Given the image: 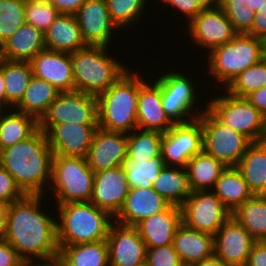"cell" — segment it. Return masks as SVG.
<instances>
[{"mask_svg":"<svg viewBox=\"0 0 266 266\" xmlns=\"http://www.w3.org/2000/svg\"><path fill=\"white\" fill-rule=\"evenodd\" d=\"M203 148V129L197 118L187 123H177L163 133L161 156L164 166L186 168L188 161Z\"/></svg>","mask_w":266,"mask_h":266,"instance_id":"obj_13","label":"cell"},{"mask_svg":"<svg viewBox=\"0 0 266 266\" xmlns=\"http://www.w3.org/2000/svg\"><path fill=\"white\" fill-rule=\"evenodd\" d=\"M36 260L35 262V259H22L20 266H65L59 255Z\"/></svg>","mask_w":266,"mask_h":266,"instance_id":"obj_52","label":"cell"},{"mask_svg":"<svg viewBox=\"0 0 266 266\" xmlns=\"http://www.w3.org/2000/svg\"><path fill=\"white\" fill-rule=\"evenodd\" d=\"M211 191L231 213L253 196L241 172L236 167H227Z\"/></svg>","mask_w":266,"mask_h":266,"instance_id":"obj_30","label":"cell"},{"mask_svg":"<svg viewBox=\"0 0 266 266\" xmlns=\"http://www.w3.org/2000/svg\"><path fill=\"white\" fill-rule=\"evenodd\" d=\"M140 74L129 68L116 83L96 96L99 128L126 134L137 129Z\"/></svg>","mask_w":266,"mask_h":266,"instance_id":"obj_4","label":"cell"},{"mask_svg":"<svg viewBox=\"0 0 266 266\" xmlns=\"http://www.w3.org/2000/svg\"><path fill=\"white\" fill-rule=\"evenodd\" d=\"M5 1H14V2H20V3H27L29 0H5Z\"/></svg>","mask_w":266,"mask_h":266,"instance_id":"obj_59","label":"cell"},{"mask_svg":"<svg viewBox=\"0 0 266 266\" xmlns=\"http://www.w3.org/2000/svg\"><path fill=\"white\" fill-rule=\"evenodd\" d=\"M170 206L153 188H130L114 221L135 226L141 220L166 210Z\"/></svg>","mask_w":266,"mask_h":266,"instance_id":"obj_23","label":"cell"},{"mask_svg":"<svg viewBox=\"0 0 266 266\" xmlns=\"http://www.w3.org/2000/svg\"><path fill=\"white\" fill-rule=\"evenodd\" d=\"M244 2L255 13L259 12V10H261L264 4H266V0H244Z\"/></svg>","mask_w":266,"mask_h":266,"instance_id":"obj_57","label":"cell"},{"mask_svg":"<svg viewBox=\"0 0 266 266\" xmlns=\"http://www.w3.org/2000/svg\"><path fill=\"white\" fill-rule=\"evenodd\" d=\"M25 23V3L0 0V45Z\"/></svg>","mask_w":266,"mask_h":266,"instance_id":"obj_41","label":"cell"},{"mask_svg":"<svg viewBox=\"0 0 266 266\" xmlns=\"http://www.w3.org/2000/svg\"><path fill=\"white\" fill-rule=\"evenodd\" d=\"M246 266H266V241H256Z\"/></svg>","mask_w":266,"mask_h":266,"instance_id":"obj_49","label":"cell"},{"mask_svg":"<svg viewBox=\"0 0 266 266\" xmlns=\"http://www.w3.org/2000/svg\"><path fill=\"white\" fill-rule=\"evenodd\" d=\"M74 15L86 45L109 47L114 30L120 31L110 19L106 0H86Z\"/></svg>","mask_w":266,"mask_h":266,"instance_id":"obj_15","label":"cell"},{"mask_svg":"<svg viewBox=\"0 0 266 266\" xmlns=\"http://www.w3.org/2000/svg\"><path fill=\"white\" fill-rule=\"evenodd\" d=\"M128 134L97 128L88 154L87 163L94 173L119 167L127 161Z\"/></svg>","mask_w":266,"mask_h":266,"instance_id":"obj_19","label":"cell"},{"mask_svg":"<svg viewBox=\"0 0 266 266\" xmlns=\"http://www.w3.org/2000/svg\"><path fill=\"white\" fill-rule=\"evenodd\" d=\"M33 76L60 92L75 91L71 54L44 49L30 61Z\"/></svg>","mask_w":266,"mask_h":266,"instance_id":"obj_22","label":"cell"},{"mask_svg":"<svg viewBox=\"0 0 266 266\" xmlns=\"http://www.w3.org/2000/svg\"><path fill=\"white\" fill-rule=\"evenodd\" d=\"M8 206L0 205V240L3 239L7 224Z\"/></svg>","mask_w":266,"mask_h":266,"instance_id":"obj_54","label":"cell"},{"mask_svg":"<svg viewBox=\"0 0 266 266\" xmlns=\"http://www.w3.org/2000/svg\"><path fill=\"white\" fill-rule=\"evenodd\" d=\"M167 3L165 4L170 5L172 9H176V12L182 13L183 17L185 15V18L188 19L186 22V25L197 16L198 13H200L203 9L199 6L196 0H161V2Z\"/></svg>","mask_w":266,"mask_h":266,"instance_id":"obj_46","label":"cell"},{"mask_svg":"<svg viewBox=\"0 0 266 266\" xmlns=\"http://www.w3.org/2000/svg\"><path fill=\"white\" fill-rule=\"evenodd\" d=\"M226 168L221 161L202 150L192 157L186 166L191 191H209L213 189Z\"/></svg>","mask_w":266,"mask_h":266,"instance_id":"obj_32","label":"cell"},{"mask_svg":"<svg viewBox=\"0 0 266 266\" xmlns=\"http://www.w3.org/2000/svg\"><path fill=\"white\" fill-rule=\"evenodd\" d=\"M38 122L45 134L56 124L98 125L96 96L80 91L61 92Z\"/></svg>","mask_w":266,"mask_h":266,"instance_id":"obj_11","label":"cell"},{"mask_svg":"<svg viewBox=\"0 0 266 266\" xmlns=\"http://www.w3.org/2000/svg\"><path fill=\"white\" fill-rule=\"evenodd\" d=\"M8 109L0 116L1 149L15 145L30 137L38 128V120L14 108Z\"/></svg>","mask_w":266,"mask_h":266,"instance_id":"obj_34","label":"cell"},{"mask_svg":"<svg viewBox=\"0 0 266 266\" xmlns=\"http://www.w3.org/2000/svg\"><path fill=\"white\" fill-rule=\"evenodd\" d=\"M58 10L46 0H29L25 3V21L43 33L59 16Z\"/></svg>","mask_w":266,"mask_h":266,"instance_id":"obj_42","label":"cell"},{"mask_svg":"<svg viewBox=\"0 0 266 266\" xmlns=\"http://www.w3.org/2000/svg\"><path fill=\"white\" fill-rule=\"evenodd\" d=\"M0 102L6 107V91L3 75V59H0Z\"/></svg>","mask_w":266,"mask_h":266,"instance_id":"obj_55","label":"cell"},{"mask_svg":"<svg viewBox=\"0 0 266 266\" xmlns=\"http://www.w3.org/2000/svg\"><path fill=\"white\" fill-rule=\"evenodd\" d=\"M111 21L121 31L138 23L147 6V0H106Z\"/></svg>","mask_w":266,"mask_h":266,"instance_id":"obj_40","label":"cell"},{"mask_svg":"<svg viewBox=\"0 0 266 266\" xmlns=\"http://www.w3.org/2000/svg\"><path fill=\"white\" fill-rule=\"evenodd\" d=\"M43 195H25L8 205L3 240L22 259L48 258L59 253L56 218L43 212ZM43 207V208H42ZM41 210V211H40Z\"/></svg>","mask_w":266,"mask_h":266,"instance_id":"obj_1","label":"cell"},{"mask_svg":"<svg viewBox=\"0 0 266 266\" xmlns=\"http://www.w3.org/2000/svg\"><path fill=\"white\" fill-rule=\"evenodd\" d=\"M98 125L62 123L54 125L47 133L53 155L86 158Z\"/></svg>","mask_w":266,"mask_h":266,"instance_id":"obj_21","label":"cell"},{"mask_svg":"<svg viewBox=\"0 0 266 266\" xmlns=\"http://www.w3.org/2000/svg\"><path fill=\"white\" fill-rule=\"evenodd\" d=\"M61 92L45 80L33 76L21 101L14 110L29 114L38 121Z\"/></svg>","mask_w":266,"mask_h":266,"instance_id":"obj_33","label":"cell"},{"mask_svg":"<svg viewBox=\"0 0 266 266\" xmlns=\"http://www.w3.org/2000/svg\"><path fill=\"white\" fill-rule=\"evenodd\" d=\"M198 119L203 129L202 150L226 167H236L253 142L242 133L224 125L208 109Z\"/></svg>","mask_w":266,"mask_h":266,"instance_id":"obj_10","label":"cell"},{"mask_svg":"<svg viewBox=\"0 0 266 266\" xmlns=\"http://www.w3.org/2000/svg\"><path fill=\"white\" fill-rule=\"evenodd\" d=\"M53 151L39 128L28 138L2 149L0 164L25 195H43L51 182Z\"/></svg>","mask_w":266,"mask_h":266,"instance_id":"obj_2","label":"cell"},{"mask_svg":"<svg viewBox=\"0 0 266 266\" xmlns=\"http://www.w3.org/2000/svg\"><path fill=\"white\" fill-rule=\"evenodd\" d=\"M208 98L207 109L224 125L242 133L252 142L263 141L266 130L264 116L246 97L228 93Z\"/></svg>","mask_w":266,"mask_h":266,"instance_id":"obj_8","label":"cell"},{"mask_svg":"<svg viewBox=\"0 0 266 266\" xmlns=\"http://www.w3.org/2000/svg\"><path fill=\"white\" fill-rule=\"evenodd\" d=\"M58 247L65 266H109L107 240Z\"/></svg>","mask_w":266,"mask_h":266,"instance_id":"obj_31","label":"cell"},{"mask_svg":"<svg viewBox=\"0 0 266 266\" xmlns=\"http://www.w3.org/2000/svg\"><path fill=\"white\" fill-rule=\"evenodd\" d=\"M220 7L238 34H247L251 30L255 12L246 5L244 0H221Z\"/></svg>","mask_w":266,"mask_h":266,"instance_id":"obj_43","label":"cell"},{"mask_svg":"<svg viewBox=\"0 0 266 266\" xmlns=\"http://www.w3.org/2000/svg\"><path fill=\"white\" fill-rule=\"evenodd\" d=\"M152 188L170 205L181 207L191 194L188 171L182 167L164 166Z\"/></svg>","mask_w":266,"mask_h":266,"instance_id":"obj_29","label":"cell"},{"mask_svg":"<svg viewBox=\"0 0 266 266\" xmlns=\"http://www.w3.org/2000/svg\"><path fill=\"white\" fill-rule=\"evenodd\" d=\"M22 258L5 240H0V266H20Z\"/></svg>","mask_w":266,"mask_h":266,"instance_id":"obj_47","label":"cell"},{"mask_svg":"<svg viewBox=\"0 0 266 266\" xmlns=\"http://www.w3.org/2000/svg\"><path fill=\"white\" fill-rule=\"evenodd\" d=\"M125 166L95 173L90 202L115 217L129 192Z\"/></svg>","mask_w":266,"mask_h":266,"instance_id":"obj_17","label":"cell"},{"mask_svg":"<svg viewBox=\"0 0 266 266\" xmlns=\"http://www.w3.org/2000/svg\"><path fill=\"white\" fill-rule=\"evenodd\" d=\"M109 266H136L146 261V245L135 226L114 221L107 237Z\"/></svg>","mask_w":266,"mask_h":266,"instance_id":"obj_18","label":"cell"},{"mask_svg":"<svg viewBox=\"0 0 266 266\" xmlns=\"http://www.w3.org/2000/svg\"><path fill=\"white\" fill-rule=\"evenodd\" d=\"M174 123L166 115L161 101L160 81L155 77L148 83L140 75L137 102V129L166 133Z\"/></svg>","mask_w":266,"mask_h":266,"instance_id":"obj_20","label":"cell"},{"mask_svg":"<svg viewBox=\"0 0 266 266\" xmlns=\"http://www.w3.org/2000/svg\"><path fill=\"white\" fill-rule=\"evenodd\" d=\"M130 188H152L155 179L164 167L162 156L149 161H126L124 164Z\"/></svg>","mask_w":266,"mask_h":266,"instance_id":"obj_38","label":"cell"},{"mask_svg":"<svg viewBox=\"0 0 266 266\" xmlns=\"http://www.w3.org/2000/svg\"><path fill=\"white\" fill-rule=\"evenodd\" d=\"M181 71H165V74L156 75L160 81L161 101L163 109L169 119L174 123H187L197 119L206 109L199 108L194 111L195 104L199 101L197 89L191 78ZM189 78V79H188ZM197 100V101H196ZM194 114V115H193Z\"/></svg>","mask_w":266,"mask_h":266,"instance_id":"obj_9","label":"cell"},{"mask_svg":"<svg viewBox=\"0 0 266 266\" xmlns=\"http://www.w3.org/2000/svg\"><path fill=\"white\" fill-rule=\"evenodd\" d=\"M206 57L209 75L216 80L213 83L218 90L221 84V88L225 89L241 72L266 57V42L248 34H237L231 41L214 48Z\"/></svg>","mask_w":266,"mask_h":266,"instance_id":"obj_6","label":"cell"},{"mask_svg":"<svg viewBox=\"0 0 266 266\" xmlns=\"http://www.w3.org/2000/svg\"><path fill=\"white\" fill-rule=\"evenodd\" d=\"M232 216L256 241H266V195H253Z\"/></svg>","mask_w":266,"mask_h":266,"instance_id":"obj_35","label":"cell"},{"mask_svg":"<svg viewBox=\"0 0 266 266\" xmlns=\"http://www.w3.org/2000/svg\"><path fill=\"white\" fill-rule=\"evenodd\" d=\"M107 48L111 47L87 45L70 53L75 91L97 96L129 70L128 65L112 58Z\"/></svg>","mask_w":266,"mask_h":266,"instance_id":"obj_5","label":"cell"},{"mask_svg":"<svg viewBox=\"0 0 266 266\" xmlns=\"http://www.w3.org/2000/svg\"><path fill=\"white\" fill-rule=\"evenodd\" d=\"M186 26L189 31L186 34L197 48H205L207 54L238 34L221 7L203 9Z\"/></svg>","mask_w":266,"mask_h":266,"instance_id":"obj_14","label":"cell"},{"mask_svg":"<svg viewBox=\"0 0 266 266\" xmlns=\"http://www.w3.org/2000/svg\"><path fill=\"white\" fill-rule=\"evenodd\" d=\"M256 240L231 216L214 235V255L231 266H246Z\"/></svg>","mask_w":266,"mask_h":266,"instance_id":"obj_16","label":"cell"},{"mask_svg":"<svg viewBox=\"0 0 266 266\" xmlns=\"http://www.w3.org/2000/svg\"><path fill=\"white\" fill-rule=\"evenodd\" d=\"M264 116H266V86L252 92L246 97Z\"/></svg>","mask_w":266,"mask_h":266,"instance_id":"obj_51","label":"cell"},{"mask_svg":"<svg viewBox=\"0 0 266 266\" xmlns=\"http://www.w3.org/2000/svg\"><path fill=\"white\" fill-rule=\"evenodd\" d=\"M24 196L14 178L0 164V205L8 206Z\"/></svg>","mask_w":266,"mask_h":266,"instance_id":"obj_45","label":"cell"},{"mask_svg":"<svg viewBox=\"0 0 266 266\" xmlns=\"http://www.w3.org/2000/svg\"><path fill=\"white\" fill-rule=\"evenodd\" d=\"M247 34L266 42V4L255 13L252 28Z\"/></svg>","mask_w":266,"mask_h":266,"instance_id":"obj_48","label":"cell"},{"mask_svg":"<svg viewBox=\"0 0 266 266\" xmlns=\"http://www.w3.org/2000/svg\"><path fill=\"white\" fill-rule=\"evenodd\" d=\"M45 49L73 53L85 48L80 28L74 14H59L44 32Z\"/></svg>","mask_w":266,"mask_h":266,"instance_id":"obj_27","label":"cell"},{"mask_svg":"<svg viewBox=\"0 0 266 266\" xmlns=\"http://www.w3.org/2000/svg\"><path fill=\"white\" fill-rule=\"evenodd\" d=\"M44 49V33L25 23L1 45V57L10 61L30 62Z\"/></svg>","mask_w":266,"mask_h":266,"instance_id":"obj_26","label":"cell"},{"mask_svg":"<svg viewBox=\"0 0 266 266\" xmlns=\"http://www.w3.org/2000/svg\"><path fill=\"white\" fill-rule=\"evenodd\" d=\"M136 266H150V264L147 261H144L141 264L136 265Z\"/></svg>","mask_w":266,"mask_h":266,"instance_id":"obj_60","label":"cell"},{"mask_svg":"<svg viewBox=\"0 0 266 266\" xmlns=\"http://www.w3.org/2000/svg\"><path fill=\"white\" fill-rule=\"evenodd\" d=\"M192 266H231V265L226 264L225 262H223L214 255L208 259L195 263Z\"/></svg>","mask_w":266,"mask_h":266,"instance_id":"obj_53","label":"cell"},{"mask_svg":"<svg viewBox=\"0 0 266 266\" xmlns=\"http://www.w3.org/2000/svg\"><path fill=\"white\" fill-rule=\"evenodd\" d=\"M264 86H266V57L241 72L225 90L238 97H247Z\"/></svg>","mask_w":266,"mask_h":266,"instance_id":"obj_39","label":"cell"},{"mask_svg":"<svg viewBox=\"0 0 266 266\" xmlns=\"http://www.w3.org/2000/svg\"><path fill=\"white\" fill-rule=\"evenodd\" d=\"M182 223L191 229L215 235L232 213L211 191H192L181 206Z\"/></svg>","mask_w":266,"mask_h":266,"instance_id":"obj_12","label":"cell"},{"mask_svg":"<svg viewBox=\"0 0 266 266\" xmlns=\"http://www.w3.org/2000/svg\"><path fill=\"white\" fill-rule=\"evenodd\" d=\"M52 4L60 14H75L86 0H46Z\"/></svg>","mask_w":266,"mask_h":266,"instance_id":"obj_50","label":"cell"},{"mask_svg":"<svg viewBox=\"0 0 266 266\" xmlns=\"http://www.w3.org/2000/svg\"><path fill=\"white\" fill-rule=\"evenodd\" d=\"M263 142H266V130H265V135H264V138H263Z\"/></svg>","mask_w":266,"mask_h":266,"instance_id":"obj_61","label":"cell"},{"mask_svg":"<svg viewBox=\"0 0 266 266\" xmlns=\"http://www.w3.org/2000/svg\"><path fill=\"white\" fill-rule=\"evenodd\" d=\"M146 261L150 266H181L180 258L173 244L161 247L147 248Z\"/></svg>","mask_w":266,"mask_h":266,"instance_id":"obj_44","label":"cell"},{"mask_svg":"<svg viewBox=\"0 0 266 266\" xmlns=\"http://www.w3.org/2000/svg\"><path fill=\"white\" fill-rule=\"evenodd\" d=\"M6 109L7 108L0 102V116L6 111Z\"/></svg>","mask_w":266,"mask_h":266,"instance_id":"obj_58","label":"cell"},{"mask_svg":"<svg viewBox=\"0 0 266 266\" xmlns=\"http://www.w3.org/2000/svg\"><path fill=\"white\" fill-rule=\"evenodd\" d=\"M57 244L70 246L106 240L114 217L90 201L57 204ZM60 220V221H59Z\"/></svg>","mask_w":266,"mask_h":266,"instance_id":"obj_3","label":"cell"},{"mask_svg":"<svg viewBox=\"0 0 266 266\" xmlns=\"http://www.w3.org/2000/svg\"><path fill=\"white\" fill-rule=\"evenodd\" d=\"M3 75L6 91V108H14L23 98L33 77L28 61H10L3 59Z\"/></svg>","mask_w":266,"mask_h":266,"instance_id":"obj_36","label":"cell"},{"mask_svg":"<svg viewBox=\"0 0 266 266\" xmlns=\"http://www.w3.org/2000/svg\"><path fill=\"white\" fill-rule=\"evenodd\" d=\"M181 223V207L170 205L166 210L141 220L135 227L146 248H155L173 244V237Z\"/></svg>","mask_w":266,"mask_h":266,"instance_id":"obj_24","label":"cell"},{"mask_svg":"<svg viewBox=\"0 0 266 266\" xmlns=\"http://www.w3.org/2000/svg\"><path fill=\"white\" fill-rule=\"evenodd\" d=\"M236 168L253 195H266V142H253Z\"/></svg>","mask_w":266,"mask_h":266,"instance_id":"obj_28","label":"cell"},{"mask_svg":"<svg viewBox=\"0 0 266 266\" xmlns=\"http://www.w3.org/2000/svg\"><path fill=\"white\" fill-rule=\"evenodd\" d=\"M163 133L135 129L128 134L127 161H149L161 155Z\"/></svg>","mask_w":266,"mask_h":266,"instance_id":"obj_37","label":"cell"},{"mask_svg":"<svg viewBox=\"0 0 266 266\" xmlns=\"http://www.w3.org/2000/svg\"><path fill=\"white\" fill-rule=\"evenodd\" d=\"M95 173L86 158L53 155L50 194L57 204L90 201Z\"/></svg>","mask_w":266,"mask_h":266,"instance_id":"obj_7","label":"cell"},{"mask_svg":"<svg viewBox=\"0 0 266 266\" xmlns=\"http://www.w3.org/2000/svg\"><path fill=\"white\" fill-rule=\"evenodd\" d=\"M173 247L184 265H193L214 256V236L181 223L173 237Z\"/></svg>","mask_w":266,"mask_h":266,"instance_id":"obj_25","label":"cell"},{"mask_svg":"<svg viewBox=\"0 0 266 266\" xmlns=\"http://www.w3.org/2000/svg\"><path fill=\"white\" fill-rule=\"evenodd\" d=\"M202 9H214L221 6V0H196Z\"/></svg>","mask_w":266,"mask_h":266,"instance_id":"obj_56","label":"cell"}]
</instances>
